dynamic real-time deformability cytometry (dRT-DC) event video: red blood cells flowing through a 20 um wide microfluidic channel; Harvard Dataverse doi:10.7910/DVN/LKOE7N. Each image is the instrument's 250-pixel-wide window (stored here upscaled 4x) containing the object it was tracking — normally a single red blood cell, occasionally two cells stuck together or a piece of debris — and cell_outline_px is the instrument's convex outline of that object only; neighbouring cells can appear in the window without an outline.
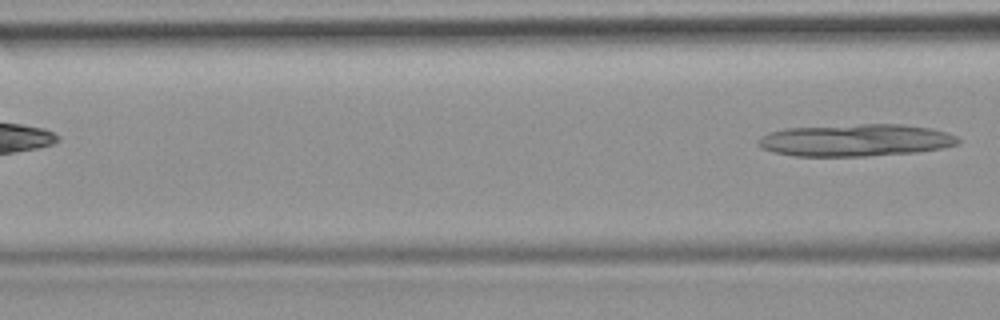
{"species": "common noctule bat (a hibernating species)", "species_latin": "Nyctalus noctula", "temperature_condition": "room temperature", "stored_images_in_passage": 6, "camera_frame_rate_fps": 3000, "um_per_image_px": 0.085, "animal": {"sex": "female", "body_mass_g": 19.9}, "frame": {"image": 1, "passage_image": 6, "time_ms": 6.667, "image_size_px": [1000, 320], "cell_outline_px": [[960, 140], [956, 144], [940, 148], [916, 152], [868, 156], [796, 156], [776, 152], [760, 148], [756, 144], [756, 140], [760, 136], [772, 132], [788, 128], [860, 124], [904, 124], [932, 128], [948, 132], [956, 136]], "centroid_in_image_um": [72.73, 11.91], "position_along_channel_um": 93.9, "area_um2": 37.51}}